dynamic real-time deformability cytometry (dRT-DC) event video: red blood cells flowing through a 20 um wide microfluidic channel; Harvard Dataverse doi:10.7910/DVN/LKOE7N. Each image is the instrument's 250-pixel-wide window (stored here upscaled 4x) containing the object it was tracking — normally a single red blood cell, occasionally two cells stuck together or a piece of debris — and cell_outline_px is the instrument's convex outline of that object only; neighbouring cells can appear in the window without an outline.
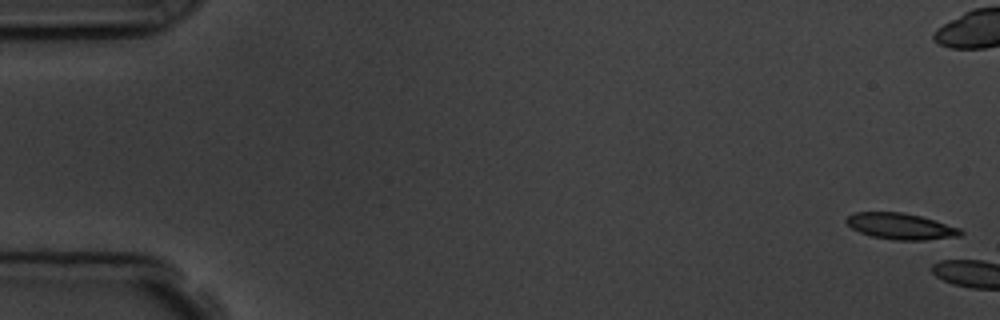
{"species": "common noctule bat (a hibernating species)", "species_latin": "Nyctalus noctula", "temperature_condition": "room temperature", "stored_images_in_passage": 2, "camera_frame_rate_fps": 3000, "um_per_image_px": 0.085, "animal": {"sex": "male", "body_mass_g": 19.5, "forearm_length_mm": 54.6}, "frame": {"image": 1, "passage_image": 1, "time_ms": 0.0, "image_size_px": [1000, 320], "cell_outline_px": [[964, 232], [960, 236], [924, 240], [892, 240], [872, 236], [860, 232], [852, 228], [844, 220], [848, 216], [856, 212], [900, 212], [920, 216], [960, 228]], "centroid_in_image_um": [76.56, 19.24], "position_along_channel_um": 8.4, "area_um2": 17.28}}